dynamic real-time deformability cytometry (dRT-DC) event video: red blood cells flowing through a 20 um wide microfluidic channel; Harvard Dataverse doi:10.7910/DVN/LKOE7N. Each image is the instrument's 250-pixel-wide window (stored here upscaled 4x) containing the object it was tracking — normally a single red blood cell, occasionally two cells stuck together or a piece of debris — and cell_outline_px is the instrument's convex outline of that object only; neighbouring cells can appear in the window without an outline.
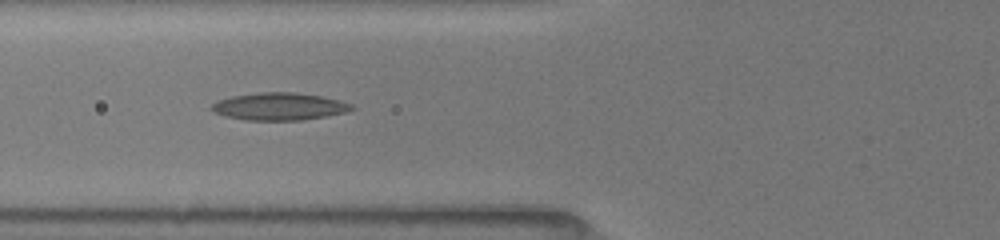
{"species": "common noctule bat (a hibernating species)", "species_latin": "Nyctalus noctula", "temperature_condition": "room temperature", "stored_images_in_passage": 9, "camera_frame_rate_fps": 3000, "um_per_image_px": 0.085, "animal": {"sex": "female", "body_mass_g": 19.5, "forearm_length_mm": 54.1}, "frame": {"image": 1, "passage_image": 4, "time_ms": 2.333, "image_size_px": [1000, 240], "cell_outline_px": [[356, 108], [344, 112], [304, 120], [244, 120], [224, 116], [212, 112], [208, 108], [216, 100], [232, 96], [260, 92], [296, 92], [320, 96], [340, 100], [352, 104]], "centroid_in_image_um": [23.68, 9.05], "position_along_channel_um": 102.1, "area_um2": 22.54}}
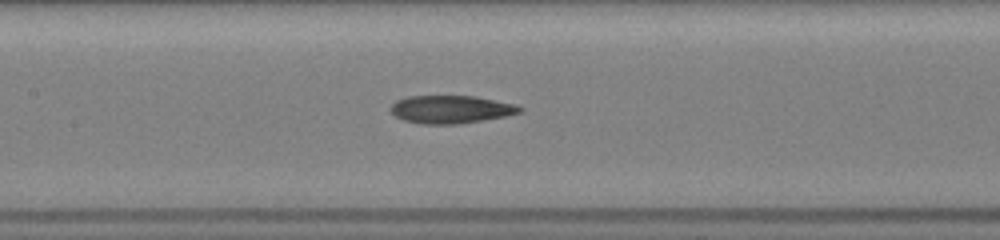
{"frame": {"image": 2, "passage_image": 6, "time_ms": 4.0, "image_size_px": [1000, 240], "cell_outline_px": [[524, 112], [504, 116], [460, 124], [424, 124], [404, 120], [396, 116], [388, 108], [396, 100], [408, 96], [476, 96], [516, 104], [524, 108]], "centroid_in_image_um": [38.35, 9.29], "position_along_channel_um": 169.0, "area_um2": 21.1}}
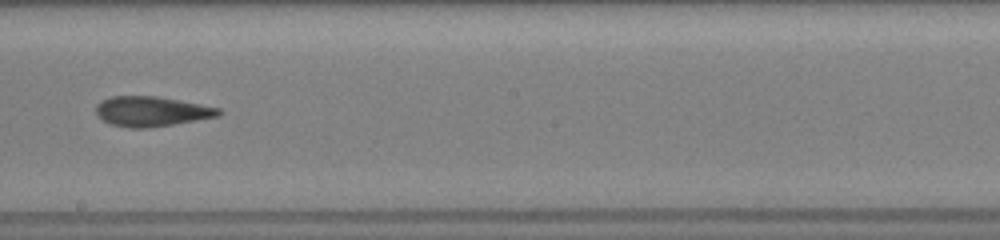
{"frame": {"image": 3, "passage_image": 8, "time_ms": 5.667, "image_size_px": [1000, 240], "cell_outline_px": [[220, 112], [216, 116], [172, 124], [148, 128], [132, 128], [108, 124], [96, 116], [96, 104], [100, 100], [112, 96], [156, 96], [200, 104], [220, 108]], "centroid_in_image_um": [12.77, 9.46], "position_along_channel_um": 235.4, "area_um2": 21.27}}